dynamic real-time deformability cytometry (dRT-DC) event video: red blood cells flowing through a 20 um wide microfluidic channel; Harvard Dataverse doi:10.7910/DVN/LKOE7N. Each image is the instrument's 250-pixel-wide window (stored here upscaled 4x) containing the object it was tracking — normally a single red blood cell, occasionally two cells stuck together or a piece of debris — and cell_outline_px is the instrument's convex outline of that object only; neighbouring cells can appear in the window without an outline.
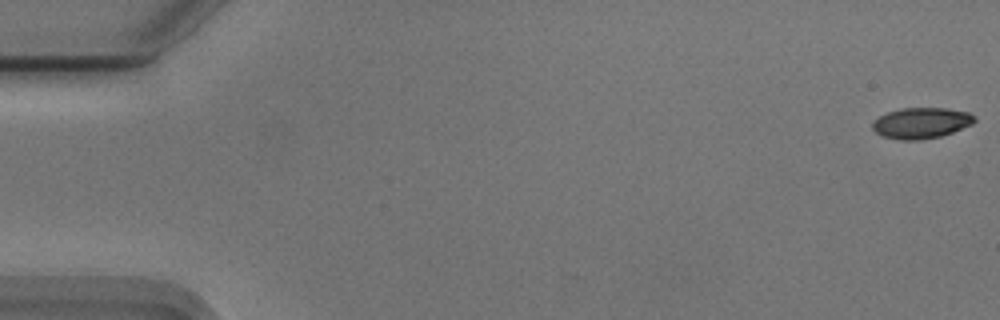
{"species": "Egyptian fruit bat (a non-hibernating species)", "species_latin": "Rousettus aegyptiacus", "temperature_condition": "cold", "stored_images_in_passage": 8, "camera_frame_rate_fps": 3000, "um_per_image_px": 0.085, "animal": {"sex": "male"}, "frame": {"image": 1, "passage_image": 1, "time_ms": 0.0, "image_size_px": [1000, 320], "cell_outline_px": [[976, 120], [972, 124], [952, 132], [940, 136], [920, 140], [900, 140], [884, 136], [876, 132], [872, 128], [872, 120], [888, 112], [900, 108], [948, 108], [968, 112], [976, 116]], "centroid_in_image_um": [78.31, 10.45], "position_along_channel_um": 6.7, "area_um2": 18.38}}